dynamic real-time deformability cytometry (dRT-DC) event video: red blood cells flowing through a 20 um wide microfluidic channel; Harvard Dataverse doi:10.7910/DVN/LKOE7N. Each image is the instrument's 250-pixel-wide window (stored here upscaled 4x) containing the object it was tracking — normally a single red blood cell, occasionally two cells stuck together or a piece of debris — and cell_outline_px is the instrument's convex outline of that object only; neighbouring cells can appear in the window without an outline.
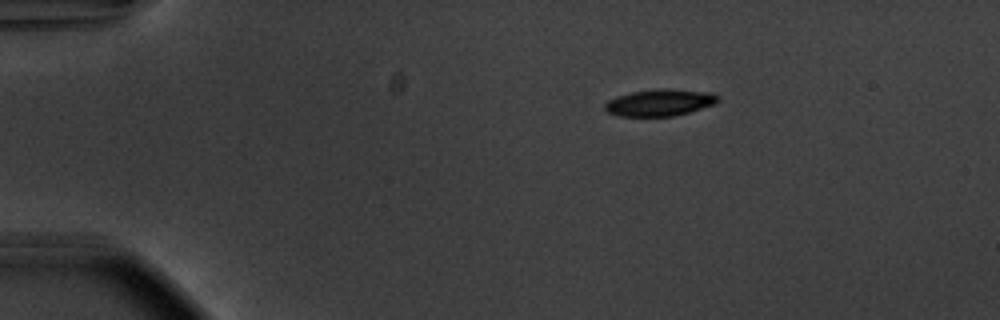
{"species": "common noctule bat (a hibernating species)", "species_latin": "Nyctalus noctula", "temperature_condition": "warm", "stored_images_in_passage": 46, "camera_frame_rate_fps": 3000, "um_per_image_px": 0.085, "animal": {"sex": "male", "body_mass_g": 20.1, "forearm_length_mm": 53.5}, "frame": {"image": 1, "passage_image": 1, "time_ms": 0.0, "image_size_px": [1000, 320], "cell_outline_px": [[720, 100], [712, 104], [688, 112], [672, 116], [620, 116], [608, 112], [604, 108], [604, 104], [608, 100], [616, 96], [632, 92], [664, 88], [708, 92], [720, 96]], "centroid_in_image_um": [56.05, 8.71], "position_along_channel_um": 29.0, "area_um2": 17.4}}
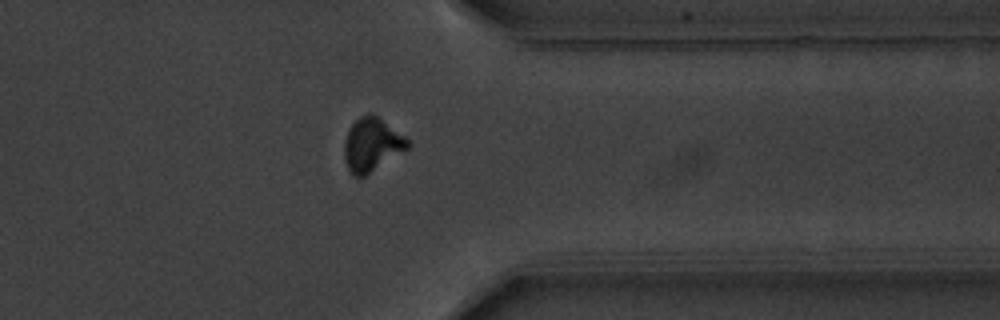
{"frame": {"image": 2, "passage_image": 35, "time_ms": 11.333, "image_size_px": [1000, 320], "cell_outline_px": [[412, 144], [408, 148], [364, 176], [352, 176], [344, 160], [344, 144], [348, 128], [360, 116], [368, 112], [372, 112], [404, 136]], "centroid_in_image_um": [31.58, 12.27], "position_along_channel_um": 379.8, "area_um2": 19.59}}
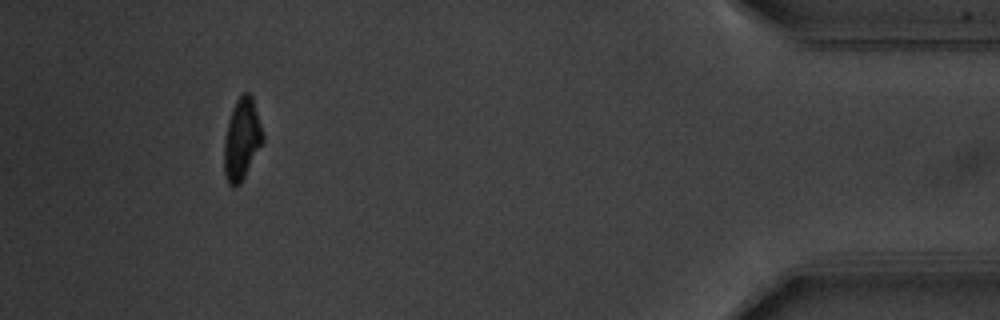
{"frame": {"image": 3, "passage_image": 42, "time_ms": 13.667, "image_size_px": [1000, 320], "cell_outline_px": [[264, 140], [240, 184], [232, 188], [228, 184], [224, 172], [224, 140], [228, 120], [232, 108], [236, 100], [244, 92], [248, 92], [252, 96], [264, 136]], "centroid_in_image_um": [20.54, 11.84], "position_along_channel_um": 414.7, "area_um2": 18.32}, "authors_computed_cell_mechanics": {"area_um2": 19.0451, "velocity_mm_per_s": 3.7418, "shape_relaxation_time_tau1_ms": 2.4028, "shape_relaxation_time_tau2_ms": 4.5686, "deformation_change_tau1": 0.1546, "deformation_change_tau2": 0.085}}